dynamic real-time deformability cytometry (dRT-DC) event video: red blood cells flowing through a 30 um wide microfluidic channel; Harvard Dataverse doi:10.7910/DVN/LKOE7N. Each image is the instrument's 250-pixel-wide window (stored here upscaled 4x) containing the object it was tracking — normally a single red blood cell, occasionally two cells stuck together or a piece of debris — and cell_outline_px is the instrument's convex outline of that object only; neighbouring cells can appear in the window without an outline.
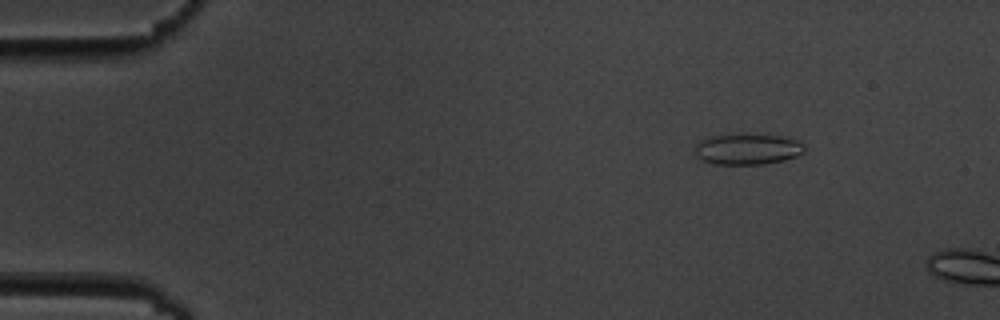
{"species": "common noctule bat (a hibernating species)", "species_latin": "Nyctalus noctula", "temperature_condition": "cold", "stored_images_in_passage": 4, "camera_frame_rate_fps": 3000, "um_per_image_px": 0.085, "animal": {"sex": "male", "body_mass_g": 19.5, "forearm_length_mm": 54.6}, "frame": {"image": 1, "passage_image": 3, "time_ms": 2.333, "image_size_px": [1000, 320], "cell_outline_px": [[804, 152], [796, 156], [784, 160], [764, 164], [712, 164], [696, 156], [696, 144], [700, 140], [712, 136], [744, 132], [784, 136], [796, 140], [804, 144]], "centroid_in_image_um": [63.55, 12.64], "position_along_channel_um": 21.4, "area_um2": 20.17}}